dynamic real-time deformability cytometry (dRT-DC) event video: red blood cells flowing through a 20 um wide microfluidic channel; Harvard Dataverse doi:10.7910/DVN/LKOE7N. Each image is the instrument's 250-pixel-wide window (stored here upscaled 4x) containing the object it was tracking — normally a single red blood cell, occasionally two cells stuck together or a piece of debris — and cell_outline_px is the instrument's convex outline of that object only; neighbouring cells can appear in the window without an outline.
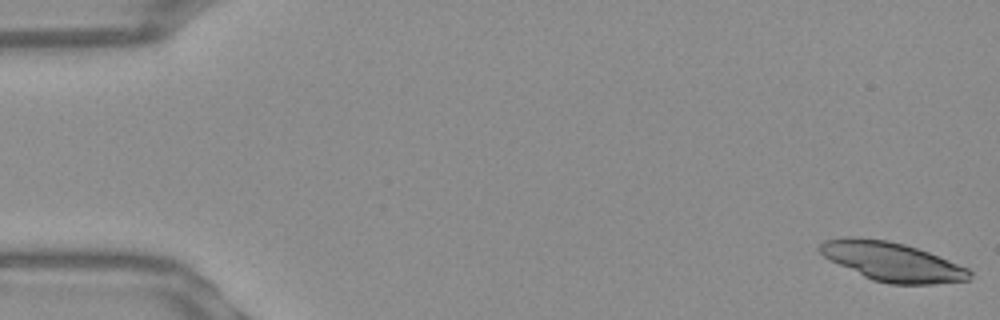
{"species": "Egyptian fruit bat (a non-hibernating species)", "species_latin": "Rousettus aegyptiacus", "temperature_condition": "warm", "stored_images_in_passage": 17, "camera_frame_rate_fps": 3000, "um_per_image_px": 0.085, "frame": {"image": 1, "passage_image": 1, "time_ms": 0.0, "image_size_px": [1000, 320], "cell_outline_px": [[972, 276], [968, 280], [932, 284], [888, 284], [872, 280], [824, 256], [820, 252], [820, 244], [824, 240], [852, 236], [888, 240], [904, 244], [928, 252], [968, 268], [972, 272]], "centroid_in_image_um": [75.85, 22.24], "position_along_channel_um": 9.1, "area_um2": 33.58}}